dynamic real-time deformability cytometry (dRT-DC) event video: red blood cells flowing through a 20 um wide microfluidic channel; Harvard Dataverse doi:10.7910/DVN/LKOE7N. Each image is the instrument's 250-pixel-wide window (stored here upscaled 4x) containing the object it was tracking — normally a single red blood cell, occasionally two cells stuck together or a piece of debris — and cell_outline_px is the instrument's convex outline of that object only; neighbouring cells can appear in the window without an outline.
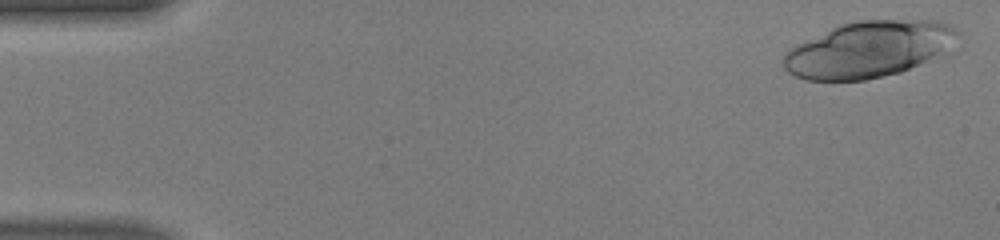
{"species": "human", "species_latin": "Homo sapiens", "temperature_condition": "warm", "stored_images_in_passage": 37, "camera_frame_rate_fps": 3000, "um_per_image_px": 0.085, "donor": {"sex": "male"}, "frame": {"image": 1, "passage_image": 1, "time_ms": 0.0, "image_size_px": [1000, 240], "cell_outline_px": [[960, 36], [948, 56], [900, 72], [864, 80], [808, 80], [796, 76], [788, 72], [784, 68], [784, 52], [788, 48], [796, 44], [840, 24], [856, 20], [940, 20], [952, 24], [960, 32]], "centroid_in_image_um": [73.98, 4.18], "position_along_channel_um": 11.0, "area_um2": 58.26}}